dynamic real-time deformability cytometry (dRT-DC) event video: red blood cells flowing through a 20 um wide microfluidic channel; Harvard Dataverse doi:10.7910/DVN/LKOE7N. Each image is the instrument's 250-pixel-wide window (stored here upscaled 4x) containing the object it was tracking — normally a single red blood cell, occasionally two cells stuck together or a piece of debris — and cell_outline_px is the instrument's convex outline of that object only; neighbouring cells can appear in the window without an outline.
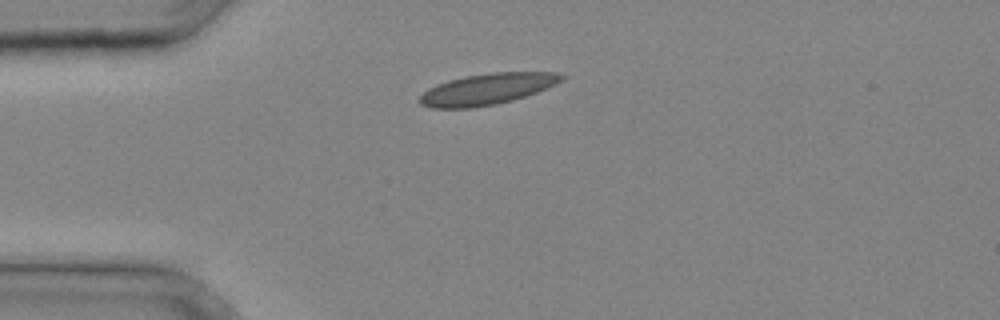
{"species": "common noctule bat (a hibernating species)", "species_latin": "Nyctalus noctula", "temperature_condition": "cold", "stored_images_in_passage": 23, "camera_frame_rate_fps": 3000, "um_per_image_px": 0.085, "animal": {"sex": "male", "body_mass_g": 20.4}, "frame": {"image": 1, "passage_image": 1, "time_ms": 0.0, "image_size_px": [1000, 320], "cell_outline_px": [[568, 76], [564, 80], [556, 84], [536, 92], [512, 100], [496, 104], [472, 108], [432, 108], [420, 104], [416, 100], [428, 88], [436, 84], [448, 80], [464, 76], [492, 72], [556, 72]], "centroid_in_image_um": [41.4, 7.56], "position_along_channel_um": 43.6, "area_um2": 25.95}}
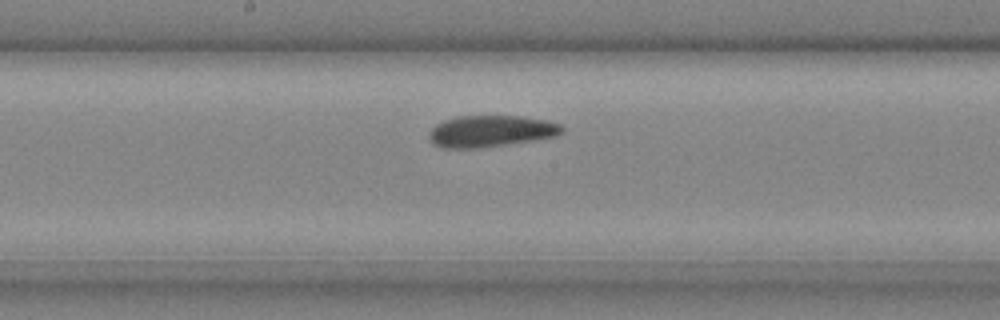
{"frame": {"image": 2, "passage_image": 11, "time_ms": 3.333, "image_size_px": [1000, 320], "cell_outline_px": [[564, 132], [556, 136], [504, 144], [476, 148], [444, 148], [432, 144], [428, 136], [428, 132], [436, 124], [444, 120], [456, 116], [520, 116], [548, 120], [560, 124], [564, 128]], "centroid_in_image_um": [41.69, 11.14], "position_along_channel_um": 206.5, "area_um2": 24.39}}
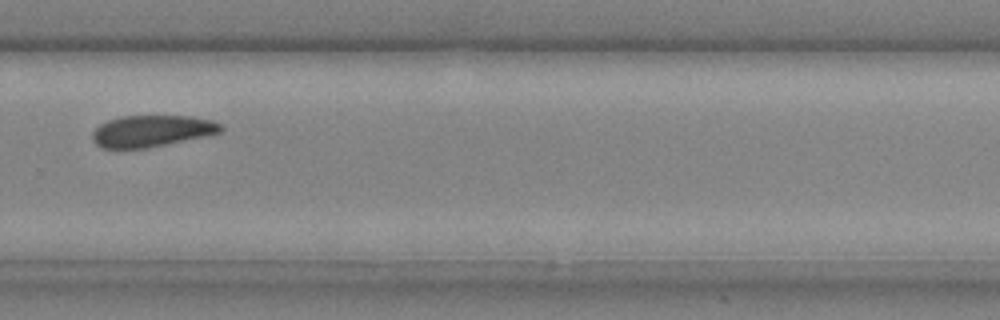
{"frame": {"image": 3, "passage_image": 17, "time_ms": 5.333, "image_size_px": [1000, 320], "cell_outline_px": [[224, 128], [220, 132], [204, 136], [148, 148], [104, 148], [96, 144], [92, 140], [92, 132], [100, 124], [108, 120], [120, 116], [188, 116], [212, 120], [220, 124]], "centroid_in_image_um": [12.87, 11.13], "position_along_channel_um": 316.9, "area_um2": 23.47}}